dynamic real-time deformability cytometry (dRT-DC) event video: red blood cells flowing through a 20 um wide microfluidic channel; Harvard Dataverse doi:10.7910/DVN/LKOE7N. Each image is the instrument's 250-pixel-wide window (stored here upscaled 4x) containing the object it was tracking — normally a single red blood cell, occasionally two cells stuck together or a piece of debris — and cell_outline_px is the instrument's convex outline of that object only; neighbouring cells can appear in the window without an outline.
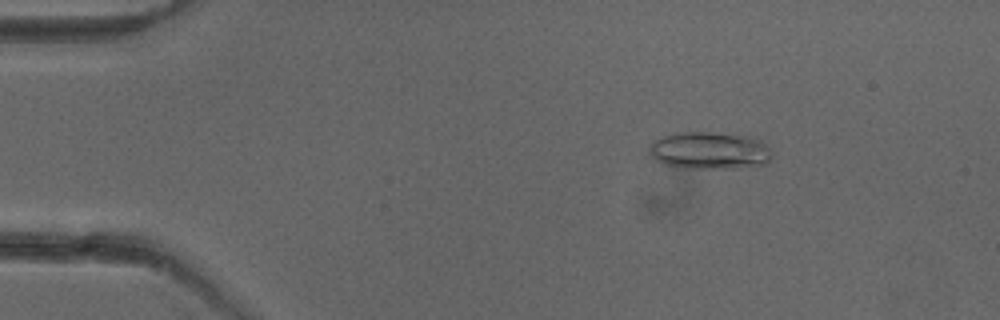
{"species": "common noctule bat (a hibernating species)", "species_latin": "Nyctalus noctula", "temperature_condition": "cold", "stored_images_in_passage": 47, "camera_frame_rate_fps": 3000, "um_per_image_px": 0.085, "animal": {"sex": "female"}, "frame": {"image": 1, "passage_image": 3, "time_ms": 0.667, "image_size_px": [1000, 320], "cell_outline_px": [[772, 156], [768, 164], [732, 168], [684, 168], [664, 164], [656, 160], [652, 156], [648, 148], [652, 140], [660, 136], [672, 132], [712, 132], [756, 136], [772, 152]], "centroid_in_image_um": [60.3, 12.78], "position_along_channel_um": 24.7, "area_um2": 27.22}}
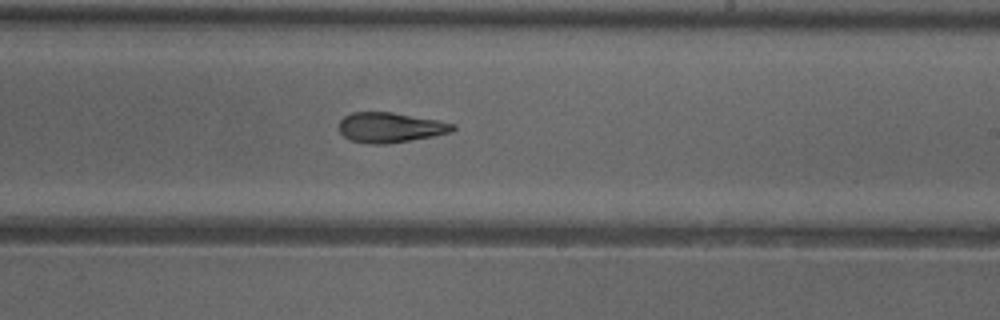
{"frame": {"image": 2, "passage_image": 26, "time_ms": 8.333, "image_size_px": [1000, 320], "cell_outline_px": [[456, 128], [452, 132], [432, 136], [388, 144], [368, 144], [352, 140], [344, 136], [340, 132], [340, 120], [344, 116], [352, 112], [392, 112], [440, 120], [456, 124]], "centroid_in_image_um": [33.2, 10.83], "position_along_channel_um": 255.8, "area_um2": 20.0}}
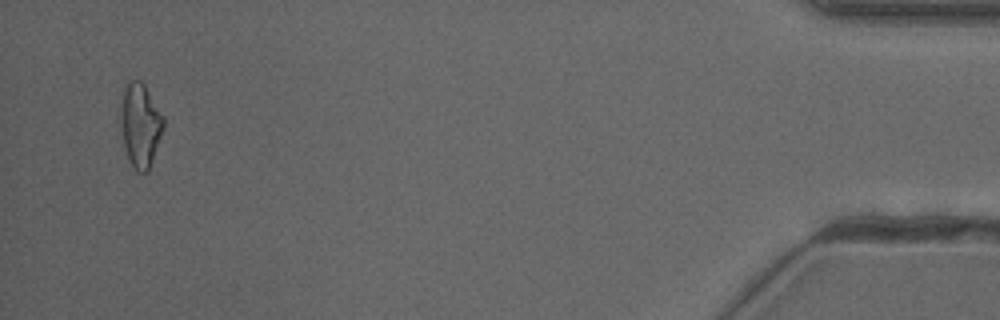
{"frame": {"image": 3, "passage_image": 45, "time_ms": 14.667, "image_size_px": [1000, 320], "cell_outline_px": [[164, 128], [148, 172], [136, 172], [128, 160], [124, 148], [120, 124], [120, 112], [124, 88], [132, 80], [140, 80], [144, 84], [164, 116]], "centroid_in_image_um": [11.92, 10.66], "position_along_channel_um": 423.3, "area_um2": 21.04}, "authors_computed_cell_mechanics": {"area_um2": 20.519, "velocity_mm_per_s": 3.9851, "shape_relaxation_time_tau1_ms": 6.4755, "shape_relaxation_time_tau2_ms": 2.6521, "deformation_change_tau1": 0.1971, "deformation_change_tau2": 0.1171}}